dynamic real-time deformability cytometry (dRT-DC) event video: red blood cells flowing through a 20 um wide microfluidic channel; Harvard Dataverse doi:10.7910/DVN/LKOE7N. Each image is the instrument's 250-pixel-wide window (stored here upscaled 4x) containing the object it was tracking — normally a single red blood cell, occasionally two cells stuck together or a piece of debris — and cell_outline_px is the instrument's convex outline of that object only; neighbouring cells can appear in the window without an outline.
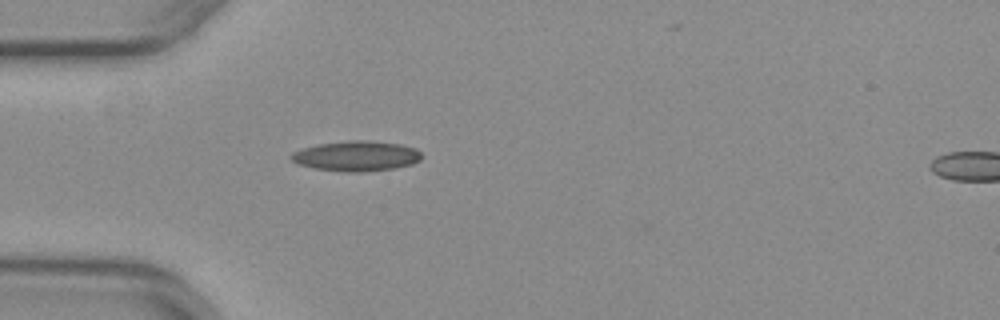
{"species": "common noctule bat (a hibernating species)", "species_latin": "Nyctalus noctula", "temperature_condition": "warm", "stored_images_in_passage": 32, "camera_frame_rate_fps": 3000, "um_per_image_px": 0.085, "animal": {"sex": "female", "body_mass_g": 29.2, "forearm_length_mm": 56.3}, "frame": {"image": 1, "passage_image": 1, "time_ms": 0.0, "image_size_px": [1000, 320], "cell_outline_px": [[424, 156], [420, 160], [412, 164], [392, 168], [364, 172], [344, 172], [316, 168], [300, 164], [292, 160], [288, 156], [292, 152], [304, 148], [320, 144], [348, 140], [364, 140], [400, 144], [416, 148]], "centroid_in_image_um": [30.32, 13.26], "position_along_channel_um": 54.7, "area_um2": 22.83}}
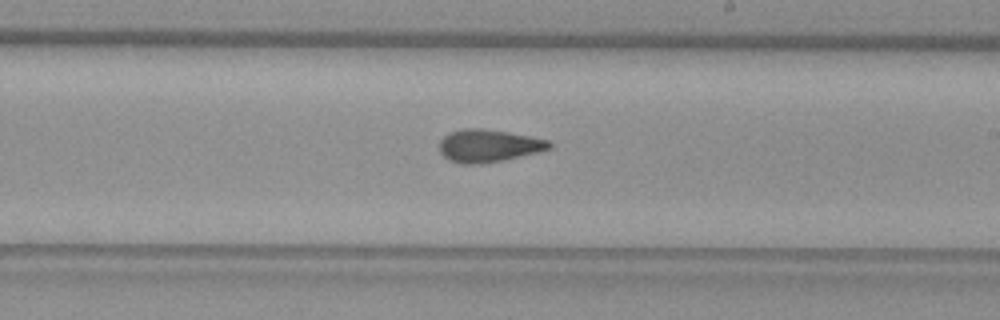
{"frame": {"image": 2, "passage_image": 16, "time_ms": 5.0, "image_size_px": [1000, 320], "cell_outline_px": [[552, 148], [504, 160], [480, 164], [460, 164], [448, 160], [440, 152], [440, 140], [444, 136], [452, 132], [464, 128], [480, 128], [508, 132], [548, 140], [552, 144]], "centroid_in_image_um": [41.5, 12.4], "position_along_channel_um": 247.5, "area_um2": 20.75}}
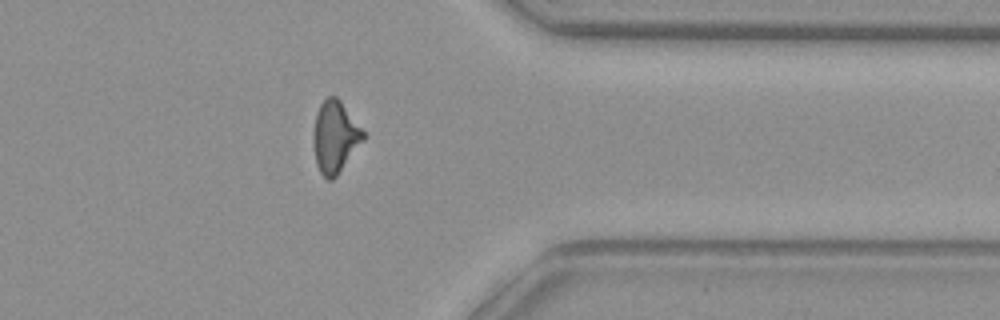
{"frame": {"image": 3, "passage_image": 27, "time_ms": 8.667, "image_size_px": [1000, 320], "cell_outline_px": [[364, 140], [336, 176], [332, 180], [328, 180], [320, 172], [316, 164], [316, 112], [320, 104], [328, 96], [336, 96], [340, 100], [364, 132]], "centroid_in_image_um": [28.51, 11.63], "position_along_channel_um": 382.9, "area_um2": 19.94}}